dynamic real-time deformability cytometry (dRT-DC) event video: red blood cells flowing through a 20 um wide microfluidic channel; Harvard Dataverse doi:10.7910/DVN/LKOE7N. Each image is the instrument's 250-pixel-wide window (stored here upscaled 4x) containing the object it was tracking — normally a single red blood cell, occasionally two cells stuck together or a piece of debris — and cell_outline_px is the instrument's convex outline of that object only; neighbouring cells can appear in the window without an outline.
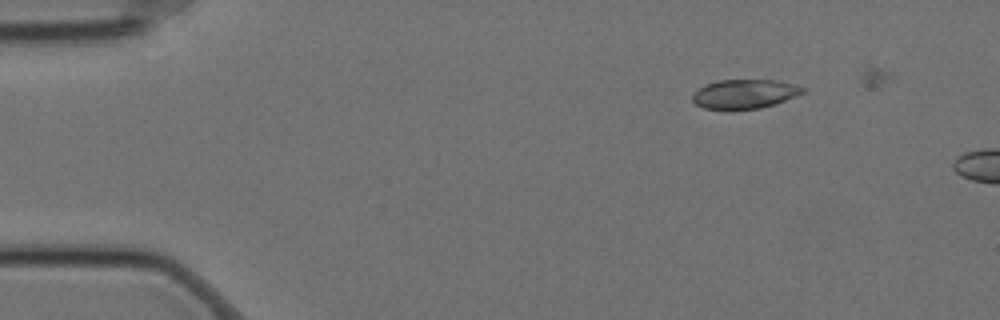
{"species": "Egyptian fruit bat (a non-hibernating species)", "species_latin": "Rousettus aegyptiacus", "temperature_condition": "cold", "stored_images_in_passage": 3, "camera_frame_rate_fps": 3000, "um_per_image_px": 0.085, "animal": {"sex": "female"}, "frame": {"image": 1, "passage_image": 1, "time_ms": 0.0, "image_size_px": [1000, 320], "cell_outline_px": [[804, 92], [796, 96], [776, 104], [760, 108], [704, 108], [696, 104], [692, 100], [692, 92], [704, 84], [716, 80], [776, 80], [792, 84], [804, 88]], "centroid_in_image_um": [63.25, 7.96], "position_along_channel_um": 21.7, "area_um2": 18.55}}